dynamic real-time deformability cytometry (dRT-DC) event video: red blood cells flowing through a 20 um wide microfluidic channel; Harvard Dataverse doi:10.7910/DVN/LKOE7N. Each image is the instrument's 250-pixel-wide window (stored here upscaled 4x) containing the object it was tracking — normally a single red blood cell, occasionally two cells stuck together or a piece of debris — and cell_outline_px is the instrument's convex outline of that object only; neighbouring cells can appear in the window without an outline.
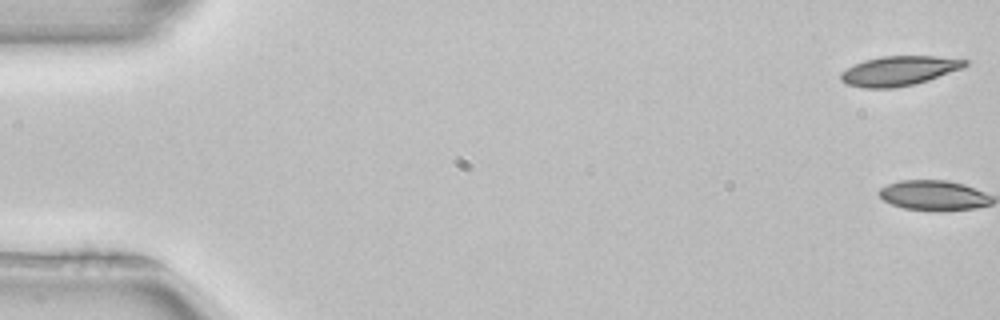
{"species": "common noctule bat (a hibernating species)", "species_latin": "Nyctalus noctula", "temperature_condition": "room temperature", "stored_images_in_passage": 2, "camera_frame_rate_fps": 3000, "um_per_image_px": 0.085, "animal": {"sex": "female", "body_mass_g": 22.7, "forearm_length_mm": 54.2}, "frame": {"image": 1, "passage_image": 1, "time_ms": 0.0, "image_size_px": [1000, 320], "cell_outline_px": [[968, 64], [964, 68], [916, 84], [892, 88], [860, 88], [844, 84], [840, 80], [840, 72], [864, 60], [880, 56], [936, 56], [968, 60]], "centroid_in_image_um": [76.4, 6.03], "position_along_channel_um": 8.6, "area_um2": 21.62}}